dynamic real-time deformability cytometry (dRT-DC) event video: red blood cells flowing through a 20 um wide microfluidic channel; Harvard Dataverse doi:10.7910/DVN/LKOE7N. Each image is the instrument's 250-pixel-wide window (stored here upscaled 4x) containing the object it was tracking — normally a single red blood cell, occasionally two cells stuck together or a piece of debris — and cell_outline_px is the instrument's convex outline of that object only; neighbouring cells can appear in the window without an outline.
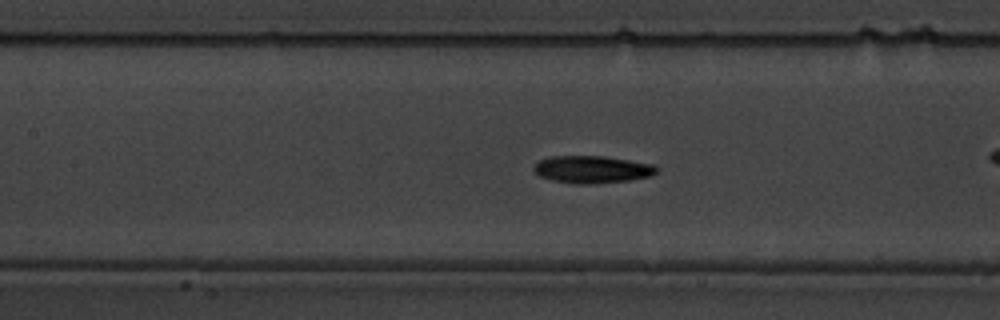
{"species": "common noctule bat (a hibernating species)", "species_latin": "Nyctalus noctula", "temperature_condition": "warm", "stored_images_in_passage": 56, "camera_frame_rate_fps": 3000, "um_per_image_px": 0.085, "animal": {"sex": "male", "body_mass_g": 19.5, "forearm_length_mm": 54.6}, "frame": {"image": 1, "passage_image": 25, "time_ms": 8.0, "image_size_px": [1000, 320], "cell_outline_px": [[660, 168], [652, 176], [628, 180], [588, 184], [576, 184], [552, 180], [540, 176], [532, 168], [540, 160], [552, 156], [604, 156], [652, 164]], "centroid_in_image_um": [50.34, 14.4], "position_along_channel_um": 157.1, "area_um2": 19.42}, "authors_computed_cell_mechanics": {"area_um2": 18.496, "velocity_mm_per_s": 3.6336, "shape_relaxation_time_tau1_ms": 3.1949, "shape_relaxation_time_tau2_ms": 4.6115, "deformation_change_tau1": 0.1405, "deformation_change_tau2": 0.1083}}